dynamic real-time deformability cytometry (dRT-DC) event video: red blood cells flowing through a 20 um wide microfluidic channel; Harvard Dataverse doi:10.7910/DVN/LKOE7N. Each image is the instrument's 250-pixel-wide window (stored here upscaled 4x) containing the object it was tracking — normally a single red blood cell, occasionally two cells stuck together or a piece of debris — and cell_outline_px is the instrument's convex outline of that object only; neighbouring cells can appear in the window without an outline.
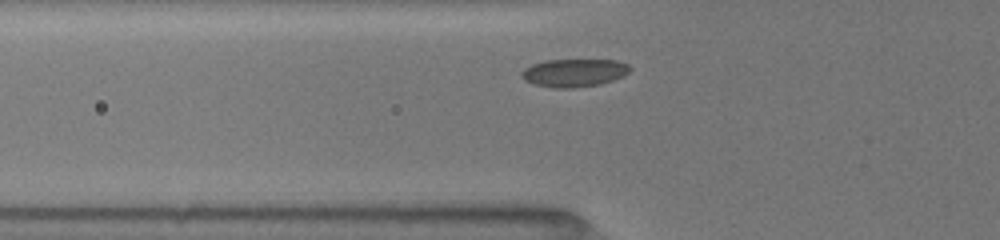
{"species": "common noctule bat (a hibernating species)", "species_latin": "Nyctalus noctula", "temperature_condition": "room temperature", "stored_images_in_passage": 37, "camera_frame_rate_fps": 3000, "um_per_image_px": 0.085, "animal": {"sex": "female", "body_mass_g": 19.5, "forearm_length_mm": 54.1}, "frame": {"image": 1, "passage_image": 4, "time_ms": 1.0, "image_size_px": [1000, 240], "cell_outline_px": [[632, 68], [624, 76], [600, 84], [572, 88], [556, 88], [532, 84], [524, 80], [520, 76], [520, 72], [524, 68], [532, 64], [544, 60], [616, 60], [628, 64]], "centroid_in_image_um": [48.77, 6.18], "position_along_channel_um": 77.0, "area_um2": 17.8}}
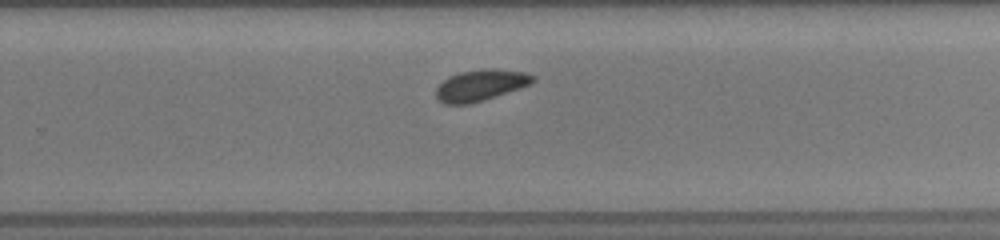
{"frame": {"image": 2, "passage_image": 20, "time_ms": 6.333, "image_size_px": [1000, 240], "cell_outline_px": [[536, 80], [532, 84], [484, 100], [468, 104], [444, 104], [436, 96], [436, 88], [444, 80], [460, 72], [484, 68], [528, 72], [536, 76]], "centroid_in_image_um": [40.91, 7.24], "position_along_channel_um": 288.9, "area_um2": 17.57}}
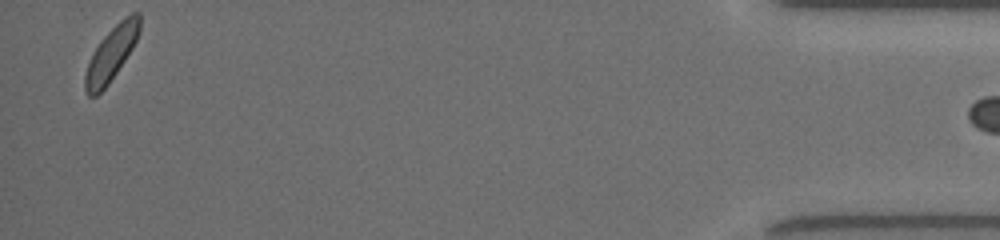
{"frame": {"image": 3, "passage_image": 36, "time_ms": 11.667, "image_size_px": [1000, 240], "cell_outline_px": [[140, 32], [132, 48], [108, 84], [96, 96], [88, 96], [84, 88], [84, 76], [88, 64], [100, 40], [124, 16], [132, 12], [140, 12]], "centroid_in_image_um": [9.47, 4.54], "position_along_channel_um": 425.7, "area_um2": 16.88}}